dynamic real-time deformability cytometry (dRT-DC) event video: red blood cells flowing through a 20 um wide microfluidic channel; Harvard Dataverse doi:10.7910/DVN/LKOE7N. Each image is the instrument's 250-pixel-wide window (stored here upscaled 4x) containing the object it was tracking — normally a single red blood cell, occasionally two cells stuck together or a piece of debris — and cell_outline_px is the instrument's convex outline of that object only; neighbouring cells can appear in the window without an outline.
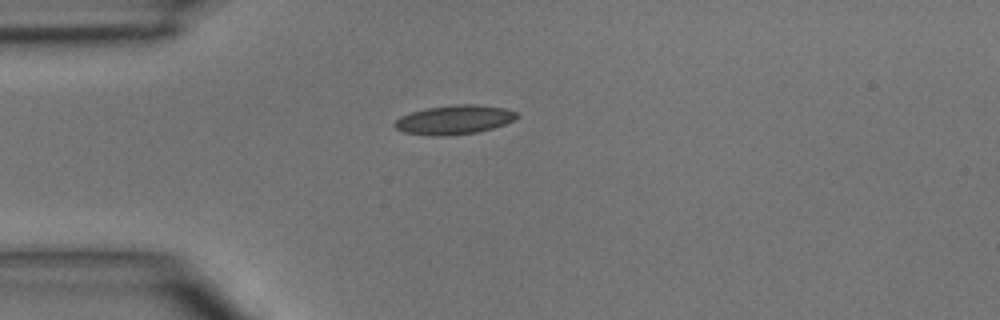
{"species": "common noctule bat (a hibernating species)", "species_latin": "Nyctalus noctula", "temperature_condition": "room temperature", "stored_images_in_passage": 2, "camera_frame_rate_fps": 3000, "um_per_image_px": 0.085, "animal": {"sex": "male", "body_mass_g": 15.6}, "frame": {"image": 1, "passage_image": 1, "time_ms": 0.0, "image_size_px": [1000, 320], "cell_outline_px": [[520, 116], [504, 124], [492, 128], [476, 132], [444, 136], [432, 136], [404, 132], [396, 128], [392, 124], [400, 116], [424, 108], [456, 104], [476, 104], [504, 108], [516, 112]], "centroid_in_image_um": [38.58, 10.17], "position_along_channel_um": 46.4, "area_um2": 20.69}}